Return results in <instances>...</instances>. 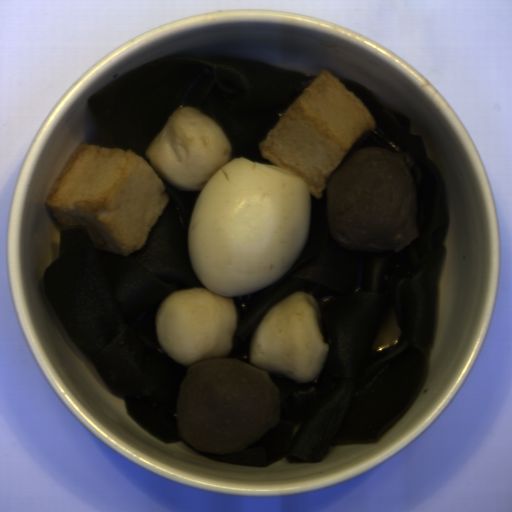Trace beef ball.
<instances>
[{"instance_id":"c3f7d807","label":"beef ball","mask_w":512,"mask_h":512,"mask_svg":"<svg viewBox=\"0 0 512 512\" xmlns=\"http://www.w3.org/2000/svg\"><path fill=\"white\" fill-rule=\"evenodd\" d=\"M418 191L401 154L366 147L349 153L324 188V218L341 249L396 254L418 238Z\"/></svg>"},{"instance_id":"3eea062c","label":"beef ball","mask_w":512,"mask_h":512,"mask_svg":"<svg viewBox=\"0 0 512 512\" xmlns=\"http://www.w3.org/2000/svg\"><path fill=\"white\" fill-rule=\"evenodd\" d=\"M280 408L268 372L220 357L187 367L175 419L181 438L194 449L236 453L277 425Z\"/></svg>"}]
</instances>
